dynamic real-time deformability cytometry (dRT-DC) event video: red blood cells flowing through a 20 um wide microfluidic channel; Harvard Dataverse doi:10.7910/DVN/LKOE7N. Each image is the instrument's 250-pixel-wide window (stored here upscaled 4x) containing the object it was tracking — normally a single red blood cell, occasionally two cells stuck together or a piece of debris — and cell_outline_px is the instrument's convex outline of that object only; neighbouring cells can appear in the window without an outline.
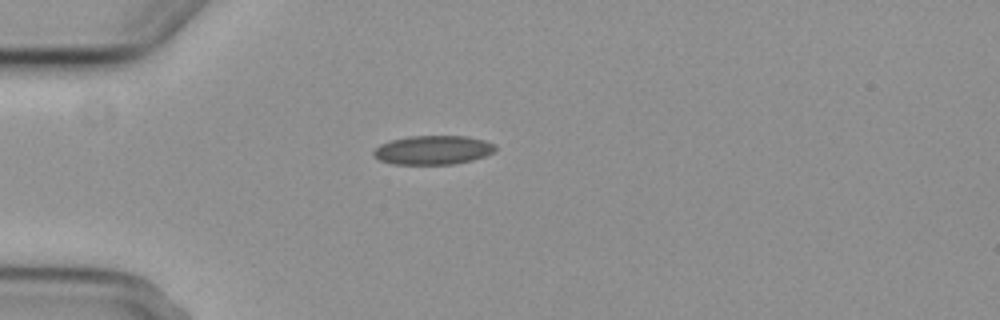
{"species": "common noctule bat (a hibernating species)", "species_latin": "Nyctalus noctula", "temperature_condition": "cold", "stored_images_in_passage": 4, "camera_frame_rate_fps": 3000, "um_per_image_px": 0.085, "animal": {"sex": "female", "body_mass_g": 29.2, "forearm_length_mm": 56.3}, "frame": {"image": 1, "passage_image": 4, "time_ms": 5.0, "image_size_px": [1000, 320], "cell_outline_px": [[496, 148], [492, 152], [484, 156], [472, 160], [452, 164], [392, 164], [380, 160], [372, 152], [380, 144], [392, 140], [408, 136], [464, 136], [484, 140], [496, 144]], "centroid_in_image_um": [36.81, 12.75], "position_along_channel_um": 48.2, "area_um2": 20.4}}